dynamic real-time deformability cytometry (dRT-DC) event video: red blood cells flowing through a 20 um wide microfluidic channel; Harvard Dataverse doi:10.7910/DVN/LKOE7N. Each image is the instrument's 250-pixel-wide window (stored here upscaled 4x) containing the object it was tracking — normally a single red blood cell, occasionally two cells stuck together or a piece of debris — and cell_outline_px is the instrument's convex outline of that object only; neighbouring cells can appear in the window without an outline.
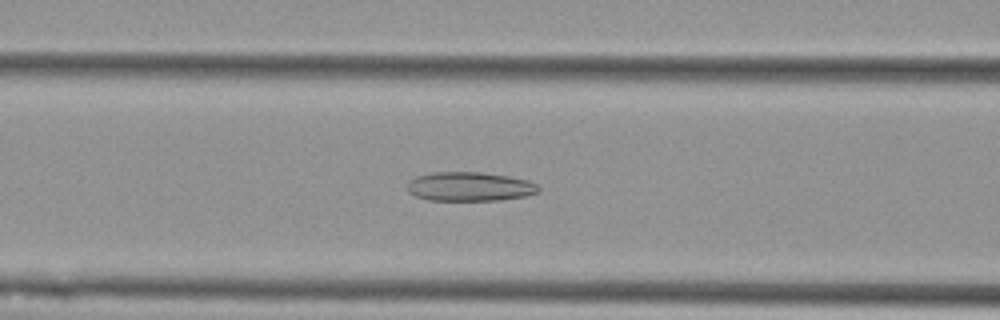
{"species": "Egyptian fruit bat (a non-hibernating species)", "species_latin": "Rousettus aegyptiacus", "temperature_condition": "cold", "stored_images_in_passage": 56, "camera_frame_rate_fps": 3000, "um_per_image_px": 0.085, "animal": {"sex": "female"}, "frame": {"image": 1, "passage_image": 23, "time_ms": 7.333, "image_size_px": [1000, 320], "cell_outline_px": [[540, 192], [524, 196], [500, 200], [428, 200], [416, 196], [408, 192], [408, 180], [416, 176], [432, 172], [480, 172], [508, 176], [528, 180], [536, 184], [540, 188]], "centroid_in_image_um": [39.91, 15.85], "position_along_channel_um": 126.7, "area_um2": 22.31}}
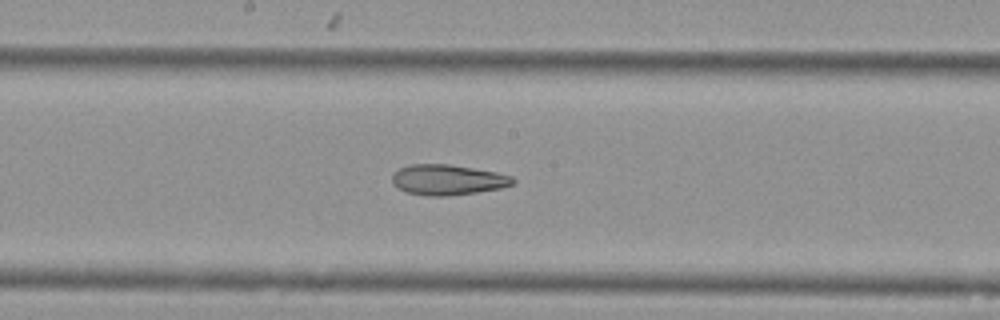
{"frame": {"image": 2, "passage_image": 30, "time_ms": 9.667, "image_size_px": [1000, 320], "cell_outline_px": [[516, 180], [512, 184], [500, 188], [476, 192], [448, 196], [428, 196], [408, 192], [396, 188], [392, 184], [392, 176], [400, 168], [412, 164], [448, 164], [496, 172], [512, 176]], "centroid_in_image_um": [38.04, 15.28], "position_along_channel_um": 210.2, "area_um2": 21.27}}
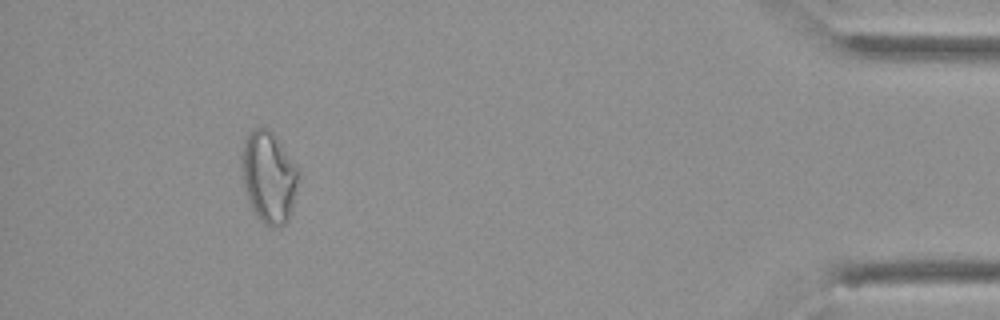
{"frame": {"image": 3, "passage_image": 52, "time_ms": 17.0, "image_size_px": [1000, 320], "cell_outline_px": [[300, 172], [292, 208], [288, 220], [284, 224], [272, 228], [264, 224], [256, 216], [252, 208], [244, 184], [244, 144], [248, 136], [256, 128], [268, 128], [276, 136], [300, 168]], "centroid_in_image_um": [22.92, 15.08], "position_along_channel_um": 412.3, "area_um2": 29.65}, "authors_computed_cell_mechanics": {"area_um2": 26.4146, "velocity_mm_per_s": 3.5818, "shape_relaxation_time_tau1_ms": null, "shape_relaxation_time_tau2_ms": 4.8047, "deformation_change_tau1": null, "deformation_change_tau2": 0.1327}}